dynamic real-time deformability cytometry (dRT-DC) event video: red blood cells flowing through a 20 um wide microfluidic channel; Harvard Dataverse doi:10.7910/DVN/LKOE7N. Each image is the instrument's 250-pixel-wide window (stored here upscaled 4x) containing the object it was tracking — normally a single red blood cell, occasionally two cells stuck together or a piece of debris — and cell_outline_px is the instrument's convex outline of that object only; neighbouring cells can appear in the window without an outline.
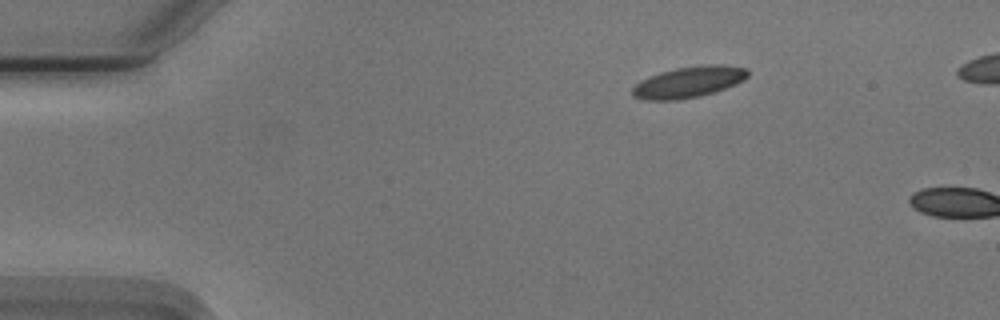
{"species": "Egyptian fruit bat (a non-hibernating species)", "species_latin": "Rousettus aegyptiacus", "temperature_condition": "cold", "stored_images_in_passage": 3, "camera_frame_rate_fps": 3000, "um_per_image_px": 0.085, "animal": {"sex": "male"}, "frame": {"image": 1, "passage_image": 1, "time_ms": 0.0, "image_size_px": [1000, 320], "cell_outline_px": [[748, 76], [744, 80], [736, 84], [700, 96], [680, 100], [648, 100], [632, 96], [632, 88], [640, 80], [660, 72], [676, 68], [704, 64], [724, 64], [748, 68]], "centroid_in_image_um": [58.55, 6.96], "position_along_channel_um": 26.4, "area_um2": 21.04}}